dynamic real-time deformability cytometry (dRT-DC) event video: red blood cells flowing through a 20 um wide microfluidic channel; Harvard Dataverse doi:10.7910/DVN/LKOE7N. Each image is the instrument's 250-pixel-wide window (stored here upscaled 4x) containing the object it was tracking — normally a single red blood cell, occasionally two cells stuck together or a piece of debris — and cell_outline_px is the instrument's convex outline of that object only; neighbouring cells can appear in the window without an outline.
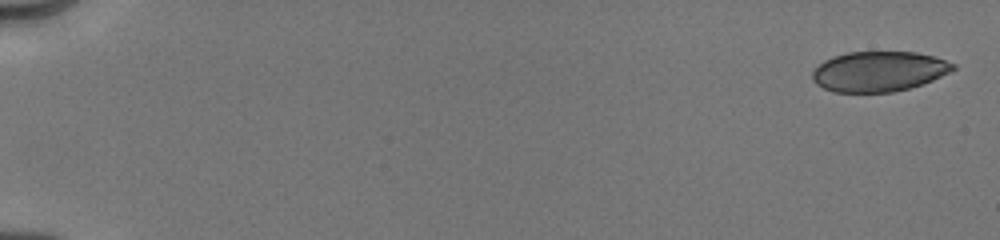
{"species": "human", "species_latin": "Homo sapiens", "temperature_condition": "cold", "stored_images_in_passage": 20, "camera_frame_rate_fps": 3000, "um_per_image_px": 0.085, "donor": {"sex": "male"}, "frame": {"image": 1, "passage_image": 1, "time_ms": 0.0, "image_size_px": [1000, 240], "cell_outline_px": [[956, 68], [932, 80], [908, 88], [892, 92], [832, 92], [816, 84], [812, 80], [812, 72], [824, 60], [832, 56], [848, 52], [916, 52], [932, 56], [956, 64]], "centroid_in_image_um": [74.66, 6.07], "position_along_channel_um": 10.3, "area_um2": 32.71}}
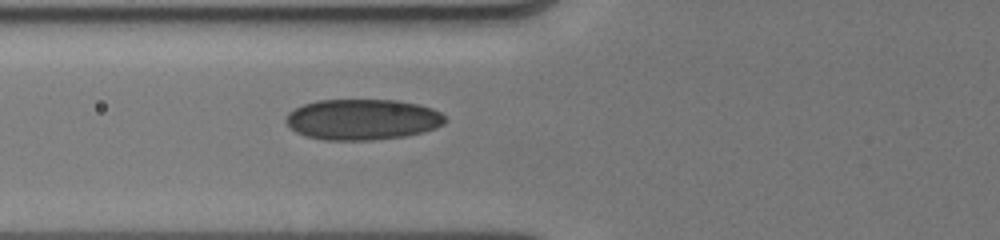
{"frame": {"image": 2, "passage_image": 17, "time_ms": 6.667, "image_size_px": [1000, 240], "cell_outline_px": [[448, 120], [444, 124], [436, 128], [404, 136], [372, 140], [324, 140], [308, 136], [296, 132], [284, 120], [288, 112], [304, 104], [316, 100], [396, 100], [420, 104], [432, 108], [440, 112]], "centroid_in_image_um": [30.82, 10.15], "position_along_channel_um": 95.0, "area_um2": 37.86}}
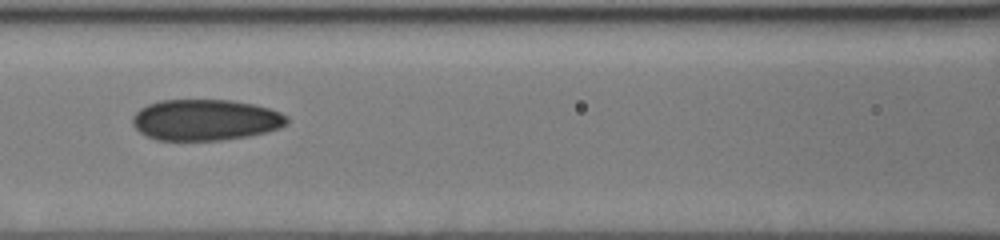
{"frame": {"image": 3, "passage_image": 20, "time_ms": 8.0, "image_size_px": [1000, 240], "cell_outline_px": [[288, 124], [280, 128], [248, 136], [220, 140], [156, 140], [140, 132], [132, 124], [132, 116], [140, 108], [148, 104], [160, 100], [232, 100], [252, 104], [268, 108], [280, 112], [288, 116]], "centroid_in_image_um": [17.46, 10.19], "position_along_channel_um": 149.1, "area_um2": 36.99}}